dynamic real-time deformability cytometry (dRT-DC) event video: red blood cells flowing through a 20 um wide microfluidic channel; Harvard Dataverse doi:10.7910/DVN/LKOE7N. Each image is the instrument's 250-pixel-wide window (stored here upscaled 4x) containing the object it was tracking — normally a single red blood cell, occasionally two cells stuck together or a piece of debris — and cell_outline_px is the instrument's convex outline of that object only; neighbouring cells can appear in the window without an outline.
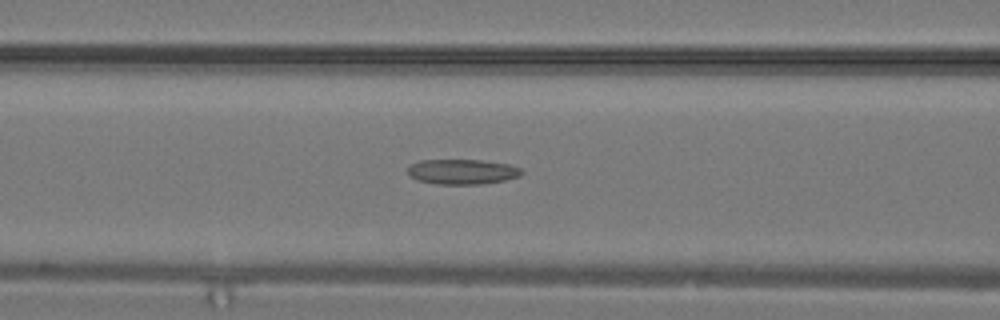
{"species": "common noctule bat (a hibernating species)", "species_latin": "Nyctalus noctula", "temperature_condition": "warm", "stored_images_in_passage": 16, "camera_frame_rate_fps": 3000, "um_per_image_px": 0.085, "animal": {"sex": "male", "body_mass_g": 19.2, "forearm_length_mm": 51.8}, "frame": {"image": 1, "passage_image": 13, "time_ms": 4.0, "image_size_px": [1000, 320], "cell_outline_px": [[524, 172], [520, 176], [504, 180], [484, 184], [436, 184], [416, 180], [408, 176], [408, 168], [412, 164], [420, 160], [480, 160], [508, 164], [520, 168]], "centroid_in_image_um": [39.28, 14.6], "position_along_channel_um": 127.3, "area_um2": 16.7}}
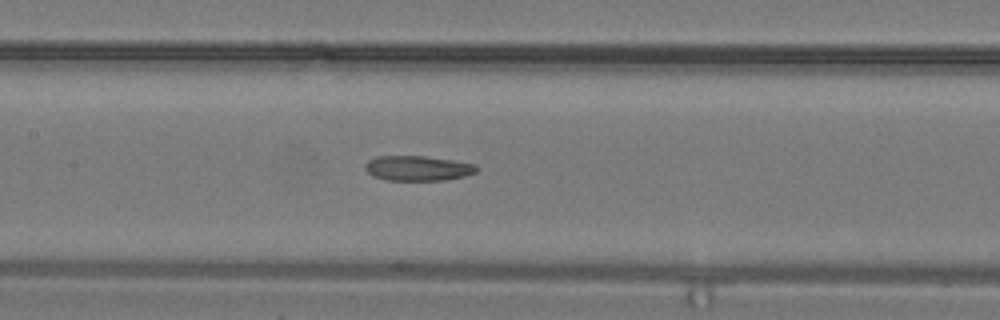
{"frame": {"image": 2, "passage_image": 15, "time_ms": 4.667, "image_size_px": [1000, 320], "cell_outline_px": [[480, 168], [476, 172], [464, 176], [444, 180], [388, 180], [372, 176], [364, 168], [364, 164], [368, 160], [376, 156], [424, 156], [452, 160], [476, 164]], "centroid_in_image_um": [35.5, 14.29], "position_along_channel_um": 171.9, "area_um2": 16.3}}